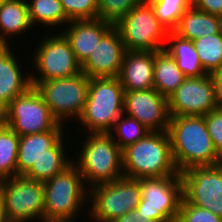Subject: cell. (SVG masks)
<instances>
[{
    "label": "cell",
    "mask_w": 222,
    "mask_h": 222,
    "mask_svg": "<svg viewBox=\"0 0 222 222\" xmlns=\"http://www.w3.org/2000/svg\"><path fill=\"white\" fill-rule=\"evenodd\" d=\"M182 196L190 204L222 218V163L192 167L180 173Z\"/></svg>",
    "instance_id": "cell-13"
},
{
    "label": "cell",
    "mask_w": 222,
    "mask_h": 222,
    "mask_svg": "<svg viewBox=\"0 0 222 222\" xmlns=\"http://www.w3.org/2000/svg\"><path fill=\"white\" fill-rule=\"evenodd\" d=\"M222 31V18L195 8L193 5L181 16L173 31L178 36L194 41Z\"/></svg>",
    "instance_id": "cell-21"
},
{
    "label": "cell",
    "mask_w": 222,
    "mask_h": 222,
    "mask_svg": "<svg viewBox=\"0 0 222 222\" xmlns=\"http://www.w3.org/2000/svg\"><path fill=\"white\" fill-rule=\"evenodd\" d=\"M142 0H98V18L116 24Z\"/></svg>",
    "instance_id": "cell-31"
},
{
    "label": "cell",
    "mask_w": 222,
    "mask_h": 222,
    "mask_svg": "<svg viewBox=\"0 0 222 222\" xmlns=\"http://www.w3.org/2000/svg\"><path fill=\"white\" fill-rule=\"evenodd\" d=\"M207 74L222 69V31L192 41Z\"/></svg>",
    "instance_id": "cell-28"
},
{
    "label": "cell",
    "mask_w": 222,
    "mask_h": 222,
    "mask_svg": "<svg viewBox=\"0 0 222 222\" xmlns=\"http://www.w3.org/2000/svg\"><path fill=\"white\" fill-rule=\"evenodd\" d=\"M193 6L222 18V0H193Z\"/></svg>",
    "instance_id": "cell-35"
},
{
    "label": "cell",
    "mask_w": 222,
    "mask_h": 222,
    "mask_svg": "<svg viewBox=\"0 0 222 222\" xmlns=\"http://www.w3.org/2000/svg\"><path fill=\"white\" fill-rule=\"evenodd\" d=\"M0 120L19 136L64 129L34 86L16 97L1 112Z\"/></svg>",
    "instance_id": "cell-6"
},
{
    "label": "cell",
    "mask_w": 222,
    "mask_h": 222,
    "mask_svg": "<svg viewBox=\"0 0 222 222\" xmlns=\"http://www.w3.org/2000/svg\"><path fill=\"white\" fill-rule=\"evenodd\" d=\"M176 222H222V218L205 208L188 203L182 197Z\"/></svg>",
    "instance_id": "cell-33"
},
{
    "label": "cell",
    "mask_w": 222,
    "mask_h": 222,
    "mask_svg": "<svg viewBox=\"0 0 222 222\" xmlns=\"http://www.w3.org/2000/svg\"><path fill=\"white\" fill-rule=\"evenodd\" d=\"M167 102L170 117L205 116L219 107L210 74L185 78Z\"/></svg>",
    "instance_id": "cell-14"
},
{
    "label": "cell",
    "mask_w": 222,
    "mask_h": 222,
    "mask_svg": "<svg viewBox=\"0 0 222 222\" xmlns=\"http://www.w3.org/2000/svg\"><path fill=\"white\" fill-rule=\"evenodd\" d=\"M69 21L98 18V0H60Z\"/></svg>",
    "instance_id": "cell-32"
},
{
    "label": "cell",
    "mask_w": 222,
    "mask_h": 222,
    "mask_svg": "<svg viewBox=\"0 0 222 222\" xmlns=\"http://www.w3.org/2000/svg\"><path fill=\"white\" fill-rule=\"evenodd\" d=\"M62 34L69 41L77 61L82 65L90 56L96 44L114 26L97 19L70 21Z\"/></svg>",
    "instance_id": "cell-17"
},
{
    "label": "cell",
    "mask_w": 222,
    "mask_h": 222,
    "mask_svg": "<svg viewBox=\"0 0 222 222\" xmlns=\"http://www.w3.org/2000/svg\"><path fill=\"white\" fill-rule=\"evenodd\" d=\"M43 183L44 222L76 220L81 208L84 209V204L89 201V186H86L78 166L73 162Z\"/></svg>",
    "instance_id": "cell-3"
},
{
    "label": "cell",
    "mask_w": 222,
    "mask_h": 222,
    "mask_svg": "<svg viewBox=\"0 0 222 222\" xmlns=\"http://www.w3.org/2000/svg\"><path fill=\"white\" fill-rule=\"evenodd\" d=\"M112 222H156L151 217L137 215L135 210L125 213L123 216L117 217Z\"/></svg>",
    "instance_id": "cell-37"
},
{
    "label": "cell",
    "mask_w": 222,
    "mask_h": 222,
    "mask_svg": "<svg viewBox=\"0 0 222 222\" xmlns=\"http://www.w3.org/2000/svg\"><path fill=\"white\" fill-rule=\"evenodd\" d=\"M6 219L11 222H44V183L25 175H15L0 183Z\"/></svg>",
    "instance_id": "cell-10"
},
{
    "label": "cell",
    "mask_w": 222,
    "mask_h": 222,
    "mask_svg": "<svg viewBox=\"0 0 222 222\" xmlns=\"http://www.w3.org/2000/svg\"><path fill=\"white\" fill-rule=\"evenodd\" d=\"M31 28L34 27L30 23L26 0H6L0 3V44H8L9 35L13 38Z\"/></svg>",
    "instance_id": "cell-22"
},
{
    "label": "cell",
    "mask_w": 222,
    "mask_h": 222,
    "mask_svg": "<svg viewBox=\"0 0 222 222\" xmlns=\"http://www.w3.org/2000/svg\"><path fill=\"white\" fill-rule=\"evenodd\" d=\"M6 220L4 206H3V200L2 196L0 195V222H3Z\"/></svg>",
    "instance_id": "cell-38"
},
{
    "label": "cell",
    "mask_w": 222,
    "mask_h": 222,
    "mask_svg": "<svg viewBox=\"0 0 222 222\" xmlns=\"http://www.w3.org/2000/svg\"><path fill=\"white\" fill-rule=\"evenodd\" d=\"M9 44H0V114L31 86V76L21 70L20 61ZM19 61V62H18Z\"/></svg>",
    "instance_id": "cell-18"
},
{
    "label": "cell",
    "mask_w": 222,
    "mask_h": 222,
    "mask_svg": "<svg viewBox=\"0 0 222 222\" xmlns=\"http://www.w3.org/2000/svg\"><path fill=\"white\" fill-rule=\"evenodd\" d=\"M166 42L168 43L165 45V50L176 61L177 67L186 78L207 74L191 40L184 39L174 32H168Z\"/></svg>",
    "instance_id": "cell-23"
},
{
    "label": "cell",
    "mask_w": 222,
    "mask_h": 222,
    "mask_svg": "<svg viewBox=\"0 0 222 222\" xmlns=\"http://www.w3.org/2000/svg\"><path fill=\"white\" fill-rule=\"evenodd\" d=\"M123 113L114 123L112 130L110 131L111 137L118 147L123 150L127 146L136 143L138 140L144 138L150 130L141 124L135 118H132ZM125 117V118H124ZM117 134V139L115 133ZM114 135V136H113Z\"/></svg>",
    "instance_id": "cell-30"
},
{
    "label": "cell",
    "mask_w": 222,
    "mask_h": 222,
    "mask_svg": "<svg viewBox=\"0 0 222 222\" xmlns=\"http://www.w3.org/2000/svg\"><path fill=\"white\" fill-rule=\"evenodd\" d=\"M90 78L83 72L72 77L39 82L35 88L43 97L53 117L64 124L81 116L87 99Z\"/></svg>",
    "instance_id": "cell-9"
},
{
    "label": "cell",
    "mask_w": 222,
    "mask_h": 222,
    "mask_svg": "<svg viewBox=\"0 0 222 222\" xmlns=\"http://www.w3.org/2000/svg\"><path fill=\"white\" fill-rule=\"evenodd\" d=\"M59 222H77L76 220L59 221Z\"/></svg>",
    "instance_id": "cell-39"
},
{
    "label": "cell",
    "mask_w": 222,
    "mask_h": 222,
    "mask_svg": "<svg viewBox=\"0 0 222 222\" xmlns=\"http://www.w3.org/2000/svg\"><path fill=\"white\" fill-rule=\"evenodd\" d=\"M176 61L164 50L155 51L153 88L167 99L185 80Z\"/></svg>",
    "instance_id": "cell-24"
},
{
    "label": "cell",
    "mask_w": 222,
    "mask_h": 222,
    "mask_svg": "<svg viewBox=\"0 0 222 222\" xmlns=\"http://www.w3.org/2000/svg\"><path fill=\"white\" fill-rule=\"evenodd\" d=\"M64 137L65 135L48 149V153L42 155L24 175L35 181L45 182L71 165L72 159H67L65 154Z\"/></svg>",
    "instance_id": "cell-25"
},
{
    "label": "cell",
    "mask_w": 222,
    "mask_h": 222,
    "mask_svg": "<svg viewBox=\"0 0 222 222\" xmlns=\"http://www.w3.org/2000/svg\"><path fill=\"white\" fill-rule=\"evenodd\" d=\"M139 186L137 215L151 217L156 222H176L183 197L180 176L140 178Z\"/></svg>",
    "instance_id": "cell-11"
},
{
    "label": "cell",
    "mask_w": 222,
    "mask_h": 222,
    "mask_svg": "<svg viewBox=\"0 0 222 222\" xmlns=\"http://www.w3.org/2000/svg\"><path fill=\"white\" fill-rule=\"evenodd\" d=\"M125 52L120 32L113 26L81 65L82 72L89 78L118 77Z\"/></svg>",
    "instance_id": "cell-16"
},
{
    "label": "cell",
    "mask_w": 222,
    "mask_h": 222,
    "mask_svg": "<svg viewBox=\"0 0 222 222\" xmlns=\"http://www.w3.org/2000/svg\"><path fill=\"white\" fill-rule=\"evenodd\" d=\"M114 26L120 32L126 51L155 52L165 49L168 31L159 23L147 0L134 6Z\"/></svg>",
    "instance_id": "cell-7"
},
{
    "label": "cell",
    "mask_w": 222,
    "mask_h": 222,
    "mask_svg": "<svg viewBox=\"0 0 222 222\" xmlns=\"http://www.w3.org/2000/svg\"><path fill=\"white\" fill-rule=\"evenodd\" d=\"M154 62V51H126L118 76L123 89L139 91L153 88Z\"/></svg>",
    "instance_id": "cell-19"
},
{
    "label": "cell",
    "mask_w": 222,
    "mask_h": 222,
    "mask_svg": "<svg viewBox=\"0 0 222 222\" xmlns=\"http://www.w3.org/2000/svg\"><path fill=\"white\" fill-rule=\"evenodd\" d=\"M82 144L78 162L84 182L93 187L124 176L122 150L109 133H88Z\"/></svg>",
    "instance_id": "cell-5"
},
{
    "label": "cell",
    "mask_w": 222,
    "mask_h": 222,
    "mask_svg": "<svg viewBox=\"0 0 222 222\" xmlns=\"http://www.w3.org/2000/svg\"><path fill=\"white\" fill-rule=\"evenodd\" d=\"M124 93L118 77L90 78L84 110L77 120L84 132L110 133L124 113Z\"/></svg>",
    "instance_id": "cell-4"
},
{
    "label": "cell",
    "mask_w": 222,
    "mask_h": 222,
    "mask_svg": "<svg viewBox=\"0 0 222 222\" xmlns=\"http://www.w3.org/2000/svg\"><path fill=\"white\" fill-rule=\"evenodd\" d=\"M167 132L179 173L192 167L222 163V158L212 144L204 116L170 117Z\"/></svg>",
    "instance_id": "cell-1"
},
{
    "label": "cell",
    "mask_w": 222,
    "mask_h": 222,
    "mask_svg": "<svg viewBox=\"0 0 222 222\" xmlns=\"http://www.w3.org/2000/svg\"><path fill=\"white\" fill-rule=\"evenodd\" d=\"M42 40L32 57L33 71L40 72L39 76L30 75L32 86L35 87L41 81L72 77L82 72L81 64L62 33H52Z\"/></svg>",
    "instance_id": "cell-12"
},
{
    "label": "cell",
    "mask_w": 222,
    "mask_h": 222,
    "mask_svg": "<svg viewBox=\"0 0 222 222\" xmlns=\"http://www.w3.org/2000/svg\"><path fill=\"white\" fill-rule=\"evenodd\" d=\"M214 84L215 98L219 107H222V69L210 73Z\"/></svg>",
    "instance_id": "cell-36"
},
{
    "label": "cell",
    "mask_w": 222,
    "mask_h": 222,
    "mask_svg": "<svg viewBox=\"0 0 222 222\" xmlns=\"http://www.w3.org/2000/svg\"><path fill=\"white\" fill-rule=\"evenodd\" d=\"M123 111L150 131L168 130L170 116L167 98L154 88L125 91Z\"/></svg>",
    "instance_id": "cell-15"
},
{
    "label": "cell",
    "mask_w": 222,
    "mask_h": 222,
    "mask_svg": "<svg viewBox=\"0 0 222 222\" xmlns=\"http://www.w3.org/2000/svg\"><path fill=\"white\" fill-rule=\"evenodd\" d=\"M63 135V131H47L19 136L17 175H24Z\"/></svg>",
    "instance_id": "cell-20"
},
{
    "label": "cell",
    "mask_w": 222,
    "mask_h": 222,
    "mask_svg": "<svg viewBox=\"0 0 222 222\" xmlns=\"http://www.w3.org/2000/svg\"><path fill=\"white\" fill-rule=\"evenodd\" d=\"M123 174L129 178L180 176L167 131H150L122 150Z\"/></svg>",
    "instance_id": "cell-2"
},
{
    "label": "cell",
    "mask_w": 222,
    "mask_h": 222,
    "mask_svg": "<svg viewBox=\"0 0 222 222\" xmlns=\"http://www.w3.org/2000/svg\"><path fill=\"white\" fill-rule=\"evenodd\" d=\"M28 4L29 19L32 26L42 23L53 26L68 24L70 21L66 16L60 0H26ZM64 23V24H63ZM35 24V25H34Z\"/></svg>",
    "instance_id": "cell-27"
},
{
    "label": "cell",
    "mask_w": 222,
    "mask_h": 222,
    "mask_svg": "<svg viewBox=\"0 0 222 222\" xmlns=\"http://www.w3.org/2000/svg\"><path fill=\"white\" fill-rule=\"evenodd\" d=\"M155 11L159 23L173 32L181 16L193 5V0H147Z\"/></svg>",
    "instance_id": "cell-29"
},
{
    "label": "cell",
    "mask_w": 222,
    "mask_h": 222,
    "mask_svg": "<svg viewBox=\"0 0 222 222\" xmlns=\"http://www.w3.org/2000/svg\"><path fill=\"white\" fill-rule=\"evenodd\" d=\"M19 135L0 120V180L17 175Z\"/></svg>",
    "instance_id": "cell-26"
},
{
    "label": "cell",
    "mask_w": 222,
    "mask_h": 222,
    "mask_svg": "<svg viewBox=\"0 0 222 222\" xmlns=\"http://www.w3.org/2000/svg\"><path fill=\"white\" fill-rule=\"evenodd\" d=\"M204 117L212 144L222 158V107L210 111Z\"/></svg>",
    "instance_id": "cell-34"
},
{
    "label": "cell",
    "mask_w": 222,
    "mask_h": 222,
    "mask_svg": "<svg viewBox=\"0 0 222 222\" xmlns=\"http://www.w3.org/2000/svg\"><path fill=\"white\" fill-rule=\"evenodd\" d=\"M141 199L139 179L122 176L119 179L89 188V213L95 222H112L135 210ZM92 202V203H91Z\"/></svg>",
    "instance_id": "cell-8"
}]
</instances>
